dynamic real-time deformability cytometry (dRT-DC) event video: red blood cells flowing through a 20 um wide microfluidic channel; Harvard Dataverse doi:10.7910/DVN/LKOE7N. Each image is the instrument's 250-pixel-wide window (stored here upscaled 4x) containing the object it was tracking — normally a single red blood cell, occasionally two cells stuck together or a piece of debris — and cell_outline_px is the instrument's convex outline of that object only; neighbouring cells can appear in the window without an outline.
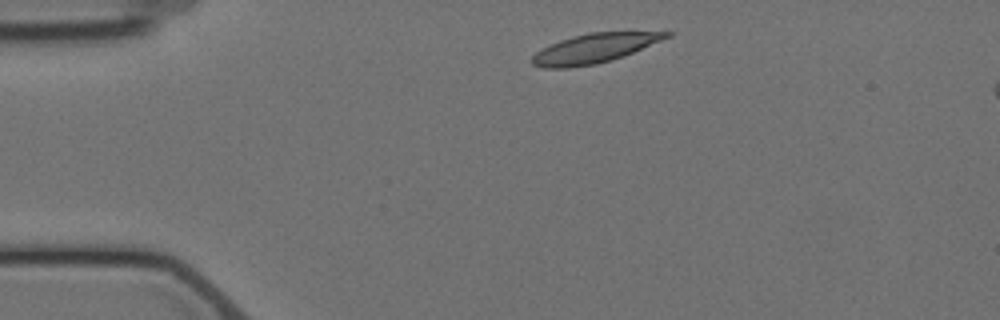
{"species": "Egyptian fruit bat (a non-hibernating species)", "species_latin": "Rousettus aegyptiacus", "temperature_condition": "cold", "stored_images_in_passage": 2, "camera_frame_rate_fps": 3000, "um_per_image_px": 0.085, "animal": {"sex": "female"}, "frame": {"image": 1, "passage_image": 1, "time_ms": 0.0, "image_size_px": [1000, 320], "cell_outline_px": [[672, 36], [624, 56], [612, 60], [596, 64], [568, 68], [544, 68], [532, 64], [528, 60], [536, 52], [560, 40], [572, 36], [592, 32], [672, 32]], "centroid_in_image_um": [50.5, 4.12], "position_along_channel_um": 34.5, "area_um2": 22.89}}